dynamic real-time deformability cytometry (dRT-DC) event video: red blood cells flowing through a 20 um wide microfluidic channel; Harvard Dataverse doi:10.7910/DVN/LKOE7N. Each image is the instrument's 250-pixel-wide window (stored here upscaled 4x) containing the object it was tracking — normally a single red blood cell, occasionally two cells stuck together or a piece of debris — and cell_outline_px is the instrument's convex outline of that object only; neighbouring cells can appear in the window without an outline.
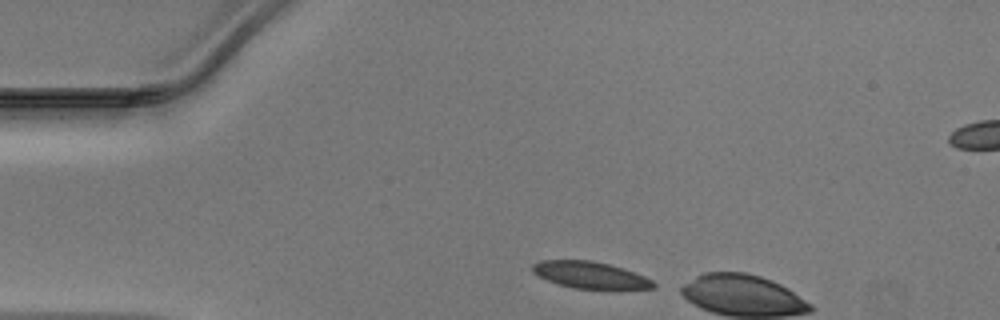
{"species": "Egyptian fruit bat (a non-hibernating species)", "species_latin": "Rousettus aegyptiacus", "temperature_condition": "warm", "stored_images_in_passage": 4, "camera_frame_rate_fps": 3000, "um_per_image_px": 0.085, "animal": {"sex": "male"}, "frame": {"image": 1, "passage_image": 1, "time_ms": 0.0, "image_size_px": [1000, 320], "cell_outline_px": [[656, 288], [572, 288], [548, 280], [532, 272], [532, 264], [540, 260], [592, 260], [608, 264], [644, 276], [652, 280], [656, 284]], "centroid_in_image_um": [50.12, 23.36], "position_along_channel_um": 34.9, "area_um2": 18.38}}